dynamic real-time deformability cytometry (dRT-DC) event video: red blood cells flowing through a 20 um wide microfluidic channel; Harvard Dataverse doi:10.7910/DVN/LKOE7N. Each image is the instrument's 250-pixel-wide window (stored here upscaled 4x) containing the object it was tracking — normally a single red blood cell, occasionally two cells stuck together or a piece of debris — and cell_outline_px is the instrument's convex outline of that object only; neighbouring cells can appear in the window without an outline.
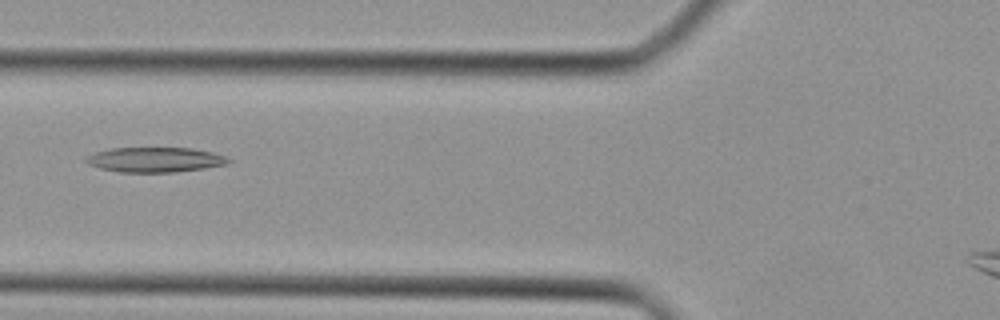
{"species": "Egyptian fruit bat (a non-hibernating species)", "species_latin": "Rousettus aegyptiacus", "temperature_condition": "cold", "stored_images_in_passage": 28, "camera_frame_rate_fps": 3000, "um_per_image_px": 0.085, "animal": {"sex": "female"}, "frame": {"image": 1, "passage_image": 6, "time_ms": 1.667, "image_size_px": [1000, 320], "cell_outline_px": [[232, 160], [228, 164], [204, 168], [176, 172], [120, 172], [100, 168], [88, 164], [84, 160], [88, 156], [96, 152], [112, 148], [192, 148], [212, 152], [224, 156]], "centroid_in_image_um": [13.19, 13.58], "position_along_channel_um": 112.6, "area_um2": 20.58}}
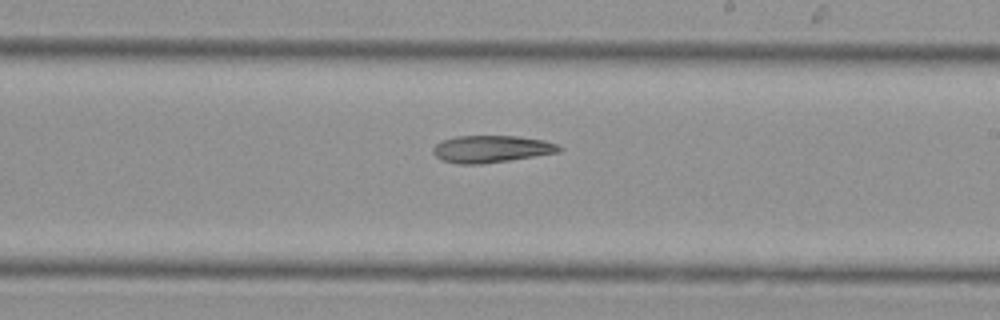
{"frame": {"image": 2, "passage_image": 14, "time_ms": 4.333, "image_size_px": [1000, 320], "cell_outline_px": [[564, 148], [560, 152], [508, 160], [480, 164], [456, 164], [440, 160], [432, 152], [432, 148], [440, 140], [456, 136], [520, 136], [544, 140], [556, 144]], "centroid_in_image_um": [41.73, 12.66], "position_along_channel_um": 247.3, "area_um2": 20.06}}
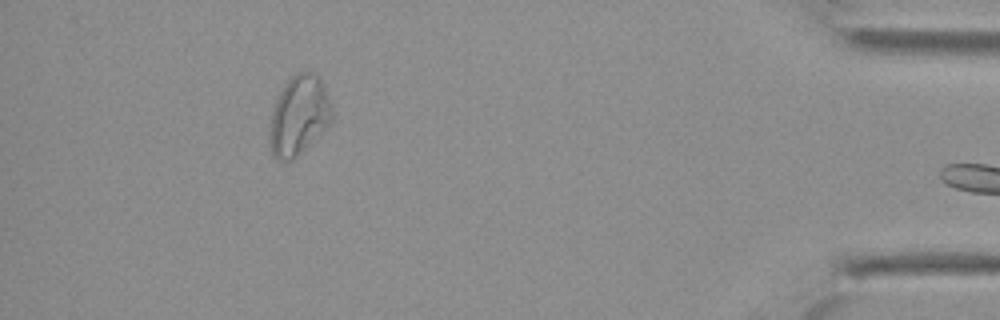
{"frame": {"image": 3, "passage_image": 27, "time_ms": 8.667, "image_size_px": [1000, 320], "cell_outline_px": [[332, 124], [292, 160], [276, 160], [272, 152], [272, 108], [284, 84], [296, 72], [316, 72], [324, 84], [332, 108]], "centroid_in_image_um": [25.47, 9.77], "position_along_channel_um": 409.7, "area_um2": 28.5}}